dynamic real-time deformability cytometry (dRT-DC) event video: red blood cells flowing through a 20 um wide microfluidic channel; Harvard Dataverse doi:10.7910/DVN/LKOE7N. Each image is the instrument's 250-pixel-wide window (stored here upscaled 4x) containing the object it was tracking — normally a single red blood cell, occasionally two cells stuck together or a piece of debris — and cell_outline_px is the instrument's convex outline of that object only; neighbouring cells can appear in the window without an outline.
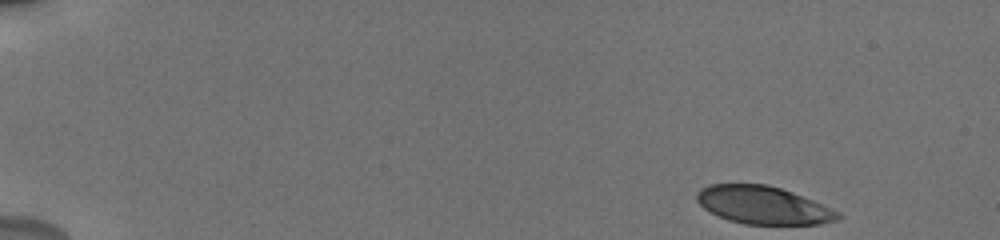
{"species": "human", "species_latin": "Homo sapiens", "temperature_condition": "cold", "stored_images_in_passage": 46, "camera_frame_rate_fps": 3000, "um_per_image_px": 0.085, "donor": {"sex": "male"}, "frame": {"image": 1, "passage_image": 1, "time_ms": 0.0, "image_size_px": [1000, 240], "cell_outline_px": [[844, 216], [840, 220], [820, 224], [744, 224], [728, 220], [704, 208], [696, 200], [696, 192], [700, 188], [708, 184], [768, 184], [792, 192], [812, 200], [840, 212]], "centroid_in_image_um": [64.88, 17.44], "position_along_channel_um": 20.1, "area_um2": 31.15}}
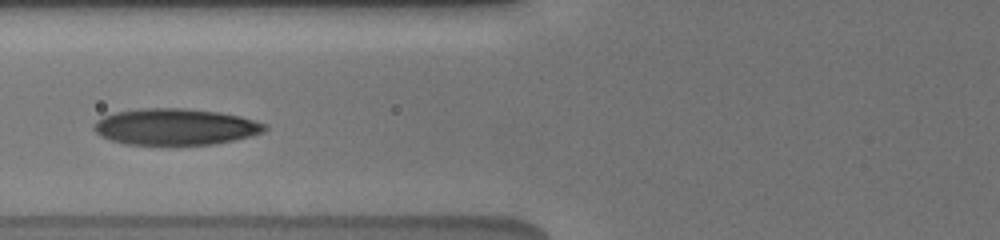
{"frame": {"image": 2, "passage_image": 18, "time_ms": 6.0, "image_size_px": [1000, 240], "cell_outline_px": [[268, 128], [264, 132], [252, 136], [216, 144], [124, 144], [100, 136], [92, 128], [96, 120], [104, 116], [116, 112], [140, 108], [184, 108], [220, 112], [240, 116], [268, 124]], "centroid_in_image_um": [14.93, 10.77], "position_along_channel_um": 110.9, "area_um2": 36.36}}
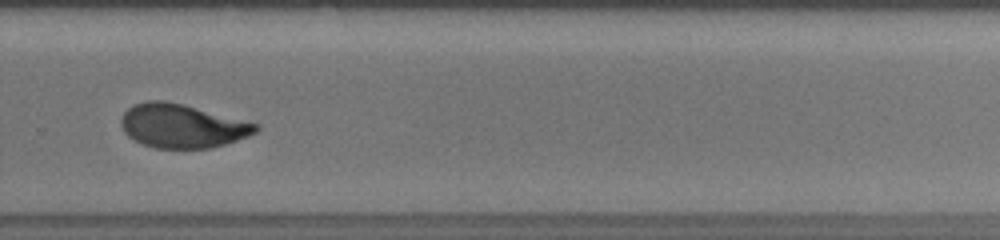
{"frame": {"image": 3, "passage_image": 31, "time_ms": 11.333, "image_size_px": [1000, 240], "cell_outline_px": [[260, 128], [256, 132], [248, 136], [212, 148], [156, 148], [144, 144], [128, 136], [124, 132], [120, 124], [120, 120], [124, 112], [128, 108], [136, 104], [148, 100], [164, 100], [184, 104], [260, 124]], "centroid_in_image_um": [15.49, 10.69], "position_along_channel_um": 314.3, "area_um2": 34.33}, "authors_computed_cell_mechanics": {"area_um2": 34.0153, "velocity_mm_per_s": 3.8235, "shape_relaxation_time_tau1_ms": 3.1522, "shape_relaxation_time_tau2_ms": 1.19, "deformation_change_tau1": 0.1714, "deformation_change_tau2": 0.0732}}